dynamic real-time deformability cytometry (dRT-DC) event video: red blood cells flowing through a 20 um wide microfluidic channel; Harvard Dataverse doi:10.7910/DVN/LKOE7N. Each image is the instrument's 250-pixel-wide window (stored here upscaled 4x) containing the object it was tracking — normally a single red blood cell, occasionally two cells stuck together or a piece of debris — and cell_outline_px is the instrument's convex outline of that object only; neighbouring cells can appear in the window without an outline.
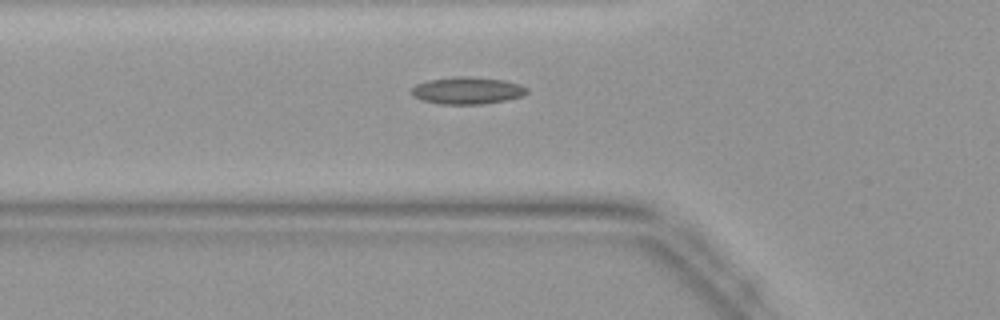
{"species": "common noctule bat (a hibernating species)", "species_latin": "Nyctalus noctula", "temperature_condition": "warm", "stored_images_in_passage": 31, "camera_frame_rate_fps": 3000, "um_per_image_px": 0.085, "animal": {"sex": "female", "body_mass_g": 19.9}, "frame": {"image": 1, "passage_image": 2, "time_ms": 0.333, "image_size_px": [1000, 320], "cell_outline_px": [[528, 92], [520, 96], [504, 100], [484, 104], [440, 104], [424, 100], [412, 96], [412, 88], [416, 84], [428, 80], [456, 76], [468, 76], [504, 80], [520, 84], [528, 88]], "centroid_in_image_um": [39.72, 7.69], "position_along_channel_um": 86.1, "area_um2": 18.15}}
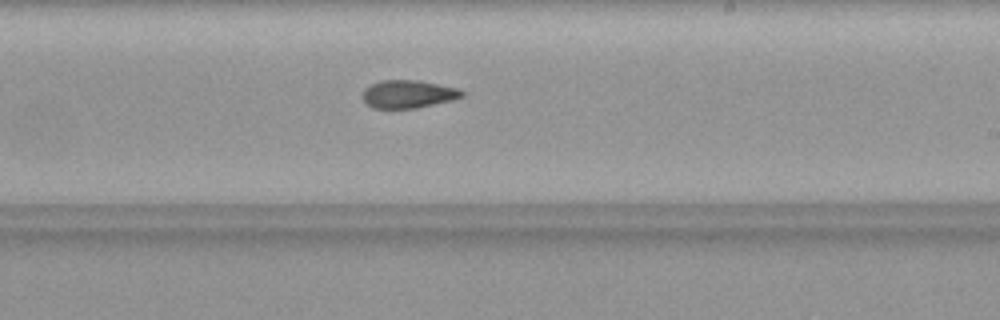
{"frame": {"image": 2, "passage_image": 13, "time_ms": 4.0, "image_size_px": [1000, 320], "cell_outline_px": [[464, 96], [452, 100], [416, 108], [372, 108], [364, 104], [364, 88], [380, 80], [416, 80], [460, 88], [464, 92]], "centroid_in_image_um": [34.7, 8.0], "position_along_channel_um": 254.3, "area_um2": 16.18}}
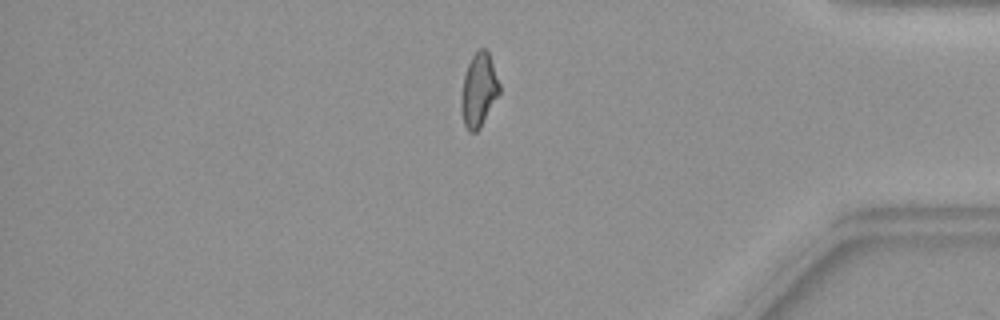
{"frame": {"image": 3, "passage_image": 24, "time_ms": 7.667, "image_size_px": [1000, 320], "cell_outline_px": [[500, 92], [480, 128], [476, 132], [468, 132], [464, 124], [460, 108], [460, 100], [464, 76], [468, 64], [472, 56], [480, 48], [484, 48], [488, 52], [500, 84]], "centroid_in_image_um": [40.68, 7.69], "position_along_channel_um": 394.5, "area_um2": 16.3}}